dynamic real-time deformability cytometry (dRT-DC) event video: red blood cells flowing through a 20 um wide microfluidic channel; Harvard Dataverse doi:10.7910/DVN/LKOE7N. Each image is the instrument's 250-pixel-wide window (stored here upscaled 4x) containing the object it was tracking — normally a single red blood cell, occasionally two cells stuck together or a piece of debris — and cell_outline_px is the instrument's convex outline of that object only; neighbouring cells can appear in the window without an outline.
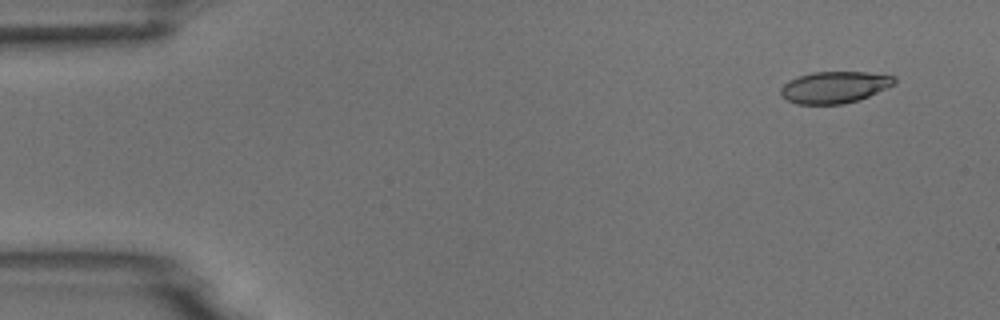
{"species": "common noctule bat (a hibernating species)", "species_latin": "Nyctalus noctula", "temperature_condition": "room temperature", "stored_images_in_passage": 4, "camera_frame_rate_fps": 3000, "um_per_image_px": 0.085, "animal": {"sex": "male", "body_mass_g": 18.8}, "frame": {"image": 1, "passage_image": 1, "time_ms": 0.0, "image_size_px": [1000, 320], "cell_outline_px": [[896, 80], [892, 84], [868, 96], [844, 104], [796, 104], [780, 96], [780, 88], [788, 80], [812, 72], [868, 72], [896, 76]], "centroid_in_image_um": [70.88, 7.41], "position_along_channel_um": 14.1, "area_um2": 20.81}}
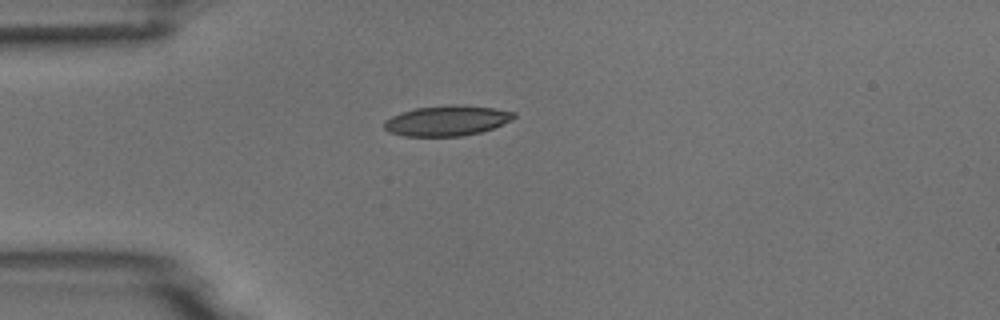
{"frame": {"image": 2, "passage_image": 4, "time_ms": 3.333, "image_size_px": [1000, 320], "cell_outline_px": [[516, 116], [512, 120], [492, 128], [480, 132], [460, 136], [404, 136], [388, 132], [384, 128], [384, 120], [400, 112], [416, 108], [452, 104], [456, 104], [492, 108], [516, 112]], "centroid_in_image_um": [37.96, 10.25], "position_along_channel_um": 47.0, "area_um2": 22.89}}